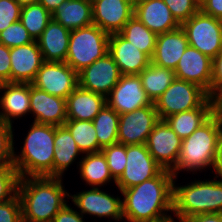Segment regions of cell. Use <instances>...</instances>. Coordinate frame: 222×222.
<instances>
[{
    "instance_id": "6da1fadb",
    "label": "cell",
    "mask_w": 222,
    "mask_h": 222,
    "mask_svg": "<svg viewBox=\"0 0 222 222\" xmlns=\"http://www.w3.org/2000/svg\"><path fill=\"white\" fill-rule=\"evenodd\" d=\"M177 178L163 169L156 177L121 191L123 217L128 222H157L173 211V182ZM167 212V213H165Z\"/></svg>"
},
{
    "instance_id": "7a4b0ae2",
    "label": "cell",
    "mask_w": 222,
    "mask_h": 222,
    "mask_svg": "<svg viewBox=\"0 0 222 222\" xmlns=\"http://www.w3.org/2000/svg\"><path fill=\"white\" fill-rule=\"evenodd\" d=\"M66 191L59 177H21L18 195L22 222H53L54 216L67 204L65 198H70Z\"/></svg>"
},
{
    "instance_id": "3957f363",
    "label": "cell",
    "mask_w": 222,
    "mask_h": 222,
    "mask_svg": "<svg viewBox=\"0 0 222 222\" xmlns=\"http://www.w3.org/2000/svg\"><path fill=\"white\" fill-rule=\"evenodd\" d=\"M24 139L20 155L14 148L13 166L20 178L53 177L55 126L33 122Z\"/></svg>"
},
{
    "instance_id": "277c9868",
    "label": "cell",
    "mask_w": 222,
    "mask_h": 222,
    "mask_svg": "<svg viewBox=\"0 0 222 222\" xmlns=\"http://www.w3.org/2000/svg\"><path fill=\"white\" fill-rule=\"evenodd\" d=\"M222 125L212 115L189 137L182 139L181 150L175 168L171 171L177 177L179 171H200L214 167Z\"/></svg>"
},
{
    "instance_id": "5b68a950",
    "label": "cell",
    "mask_w": 222,
    "mask_h": 222,
    "mask_svg": "<svg viewBox=\"0 0 222 222\" xmlns=\"http://www.w3.org/2000/svg\"><path fill=\"white\" fill-rule=\"evenodd\" d=\"M178 220L208 213H222V181L194 180L187 185L173 182V211Z\"/></svg>"
},
{
    "instance_id": "8992f818",
    "label": "cell",
    "mask_w": 222,
    "mask_h": 222,
    "mask_svg": "<svg viewBox=\"0 0 222 222\" xmlns=\"http://www.w3.org/2000/svg\"><path fill=\"white\" fill-rule=\"evenodd\" d=\"M109 36L94 24L71 30L65 62L78 74L108 53Z\"/></svg>"
},
{
    "instance_id": "52a82bcc",
    "label": "cell",
    "mask_w": 222,
    "mask_h": 222,
    "mask_svg": "<svg viewBox=\"0 0 222 222\" xmlns=\"http://www.w3.org/2000/svg\"><path fill=\"white\" fill-rule=\"evenodd\" d=\"M208 97L199 85L175 78L154 105L159 119L164 120L172 114L198 108Z\"/></svg>"
},
{
    "instance_id": "ba28073f",
    "label": "cell",
    "mask_w": 222,
    "mask_h": 222,
    "mask_svg": "<svg viewBox=\"0 0 222 222\" xmlns=\"http://www.w3.org/2000/svg\"><path fill=\"white\" fill-rule=\"evenodd\" d=\"M189 46L196 48L212 60L222 50V20L199 10L181 24Z\"/></svg>"
},
{
    "instance_id": "9c48e42d",
    "label": "cell",
    "mask_w": 222,
    "mask_h": 222,
    "mask_svg": "<svg viewBox=\"0 0 222 222\" xmlns=\"http://www.w3.org/2000/svg\"><path fill=\"white\" fill-rule=\"evenodd\" d=\"M126 159L124 172L115 183L120 192L156 177L163 170L146 144L126 145Z\"/></svg>"
},
{
    "instance_id": "30bf717a",
    "label": "cell",
    "mask_w": 222,
    "mask_h": 222,
    "mask_svg": "<svg viewBox=\"0 0 222 222\" xmlns=\"http://www.w3.org/2000/svg\"><path fill=\"white\" fill-rule=\"evenodd\" d=\"M159 120L154 103L119 115L118 143L146 144L148 136Z\"/></svg>"
},
{
    "instance_id": "8fae6325",
    "label": "cell",
    "mask_w": 222,
    "mask_h": 222,
    "mask_svg": "<svg viewBox=\"0 0 222 222\" xmlns=\"http://www.w3.org/2000/svg\"><path fill=\"white\" fill-rule=\"evenodd\" d=\"M31 84L66 99L78 86V74L66 62H44Z\"/></svg>"
},
{
    "instance_id": "7c38bea8",
    "label": "cell",
    "mask_w": 222,
    "mask_h": 222,
    "mask_svg": "<svg viewBox=\"0 0 222 222\" xmlns=\"http://www.w3.org/2000/svg\"><path fill=\"white\" fill-rule=\"evenodd\" d=\"M121 76L114 59L109 53H106L78 73V85L106 98Z\"/></svg>"
},
{
    "instance_id": "4fadbf2b",
    "label": "cell",
    "mask_w": 222,
    "mask_h": 222,
    "mask_svg": "<svg viewBox=\"0 0 222 222\" xmlns=\"http://www.w3.org/2000/svg\"><path fill=\"white\" fill-rule=\"evenodd\" d=\"M182 139L170 128L165 120H159L150 135L146 146L154 160L165 170L172 171L181 150Z\"/></svg>"
},
{
    "instance_id": "5bb4252c",
    "label": "cell",
    "mask_w": 222,
    "mask_h": 222,
    "mask_svg": "<svg viewBox=\"0 0 222 222\" xmlns=\"http://www.w3.org/2000/svg\"><path fill=\"white\" fill-rule=\"evenodd\" d=\"M106 104L119 115L152 104L142 87L139 75H122L106 97Z\"/></svg>"
},
{
    "instance_id": "9a60e30c",
    "label": "cell",
    "mask_w": 222,
    "mask_h": 222,
    "mask_svg": "<svg viewBox=\"0 0 222 222\" xmlns=\"http://www.w3.org/2000/svg\"><path fill=\"white\" fill-rule=\"evenodd\" d=\"M90 190H83L77 194L70 195L74 206L79 212L93 215L100 218H112L115 221L124 220L122 200L112 196L98 187H91Z\"/></svg>"
},
{
    "instance_id": "2e32d148",
    "label": "cell",
    "mask_w": 222,
    "mask_h": 222,
    "mask_svg": "<svg viewBox=\"0 0 222 222\" xmlns=\"http://www.w3.org/2000/svg\"><path fill=\"white\" fill-rule=\"evenodd\" d=\"M93 24L107 34L119 33L133 17L131 0H95L92 3Z\"/></svg>"
},
{
    "instance_id": "e0dca14e",
    "label": "cell",
    "mask_w": 222,
    "mask_h": 222,
    "mask_svg": "<svg viewBox=\"0 0 222 222\" xmlns=\"http://www.w3.org/2000/svg\"><path fill=\"white\" fill-rule=\"evenodd\" d=\"M212 66L210 57L188 45L174 70L175 78L199 85L211 97Z\"/></svg>"
},
{
    "instance_id": "ac0fdd59",
    "label": "cell",
    "mask_w": 222,
    "mask_h": 222,
    "mask_svg": "<svg viewBox=\"0 0 222 222\" xmlns=\"http://www.w3.org/2000/svg\"><path fill=\"white\" fill-rule=\"evenodd\" d=\"M30 113L40 124L62 126L67 120L66 99L49 93L30 84Z\"/></svg>"
},
{
    "instance_id": "d6986e66",
    "label": "cell",
    "mask_w": 222,
    "mask_h": 222,
    "mask_svg": "<svg viewBox=\"0 0 222 222\" xmlns=\"http://www.w3.org/2000/svg\"><path fill=\"white\" fill-rule=\"evenodd\" d=\"M11 83L31 84L45 62L37 41L10 48Z\"/></svg>"
},
{
    "instance_id": "ffe728a7",
    "label": "cell",
    "mask_w": 222,
    "mask_h": 222,
    "mask_svg": "<svg viewBox=\"0 0 222 222\" xmlns=\"http://www.w3.org/2000/svg\"><path fill=\"white\" fill-rule=\"evenodd\" d=\"M108 53L119 67L122 75H139L151 63V59L119 33L111 34Z\"/></svg>"
},
{
    "instance_id": "44dd1931",
    "label": "cell",
    "mask_w": 222,
    "mask_h": 222,
    "mask_svg": "<svg viewBox=\"0 0 222 222\" xmlns=\"http://www.w3.org/2000/svg\"><path fill=\"white\" fill-rule=\"evenodd\" d=\"M133 16L156 35L175 30L181 26L163 0L136 1Z\"/></svg>"
},
{
    "instance_id": "7402d4cb",
    "label": "cell",
    "mask_w": 222,
    "mask_h": 222,
    "mask_svg": "<svg viewBox=\"0 0 222 222\" xmlns=\"http://www.w3.org/2000/svg\"><path fill=\"white\" fill-rule=\"evenodd\" d=\"M188 45L187 36L181 26L175 30L159 34L156 38L151 63L175 70Z\"/></svg>"
},
{
    "instance_id": "603a6c76",
    "label": "cell",
    "mask_w": 222,
    "mask_h": 222,
    "mask_svg": "<svg viewBox=\"0 0 222 222\" xmlns=\"http://www.w3.org/2000/svg\"><path fill=\"white\" fill-rule=\"evenodd\" d=\"M4 92H3V91ZM0 120L12 125L11 118H21L30 113V84L29 83H1L0 84Z\"/></svg>"
},
{
    "instance_id": "cb8c5ba5",
    "label": "cell",
    "mask_w": 222,
    "mask_h": 222,
    "mask_svg": "<svg viewBox=\"0 0 222 222\" xmlns=\"http://www.w3.org/2000/svg\"><path fill=\"white\" fill-rule=\"evenodd\" d=\"M70 30L52 19L36 40L45 62H65Z\"/></svg>"
},
{
    "instance_id": "d4e9b609",
    "label": "cell",
    "mask_w": 222,
    "mask_h": 222,
    "mask_svg": "<svg viewBox=\"0 0 222 222\" xmlns=\"http://www.w3.org/2000/svg\"><path fill=\"white\" fill-rule=\"evenodd\" d=\"M105 104L106 98L103 95L78 85L66 98L67 120L93 121Z\"/></svg>"
},
{
    "instance_id": "484cf974",
    "label": "cell",
    "mask_w": 222,
    "mask_h": 222,
    "mask_svg": "<svg viewBox=\"0 0 222 222\" xmlns=\"http://www.w3.org/2000/svg\"><path fill=\"white\" fill-rule=\"evenodd\" d=\"M212 115L213 100L209 96L198 108L172 114L164 120L181 139H184L189 137Z\"/></svg>"
},
{
    "instance_id": "4316f807",
    "label": "cell",
    "mask_w": 222,
    "mask_h": 222,
    "mask_svg": "<svg viewBox=\"0 0 222 222\" xmlns=\"http://www.w3.org/2000/svg\"><path fill=\"white\" fill-rule=\"evenodd\" d=\"M52 19L68 30L93 24L92 3L86 0H65L52 14Z\"/></svg>"
},
{
    "instance_id": "83f0119b",
    "label": "cell",
    "mask_w": 222,
    "mask_h": 222,
    "mask_svg": "<svg viewBox=\"0 0 222 222\" xmlns=\"http://www.w3.org/2000/svg\"><path fill=\"white\" fill-rule=\"evenodd\" d=\"M53 177L63 178L64 171L82 154L69 130L55 126Z\"/></svg>"
},
{
    "instance_id": "f1b7e54d",
    "label": "cell",
    "mask_w": 222,
    "mask_h": 222,
    "mask_svg": "<svg viewBox=\"0 0 222 222\" xmlns=\"http://www.w3.org/2000/svg\"><path fill=\"white\" fill-rule=\"evenodd\" d=\"M79 163L80 178L86 182V184L92 187L100 188L102 185H106L113 179L107 160L102 151L95 153H88L82 156Z\"/></svg>"
},
{
    "instance_id": "f546056e",
    "label": "cell",
    "mask_w": 222,
    "mask_h": 222,
    "mask_svg": "<svg viewBox=\"0 0 222 222\" xmlns=\"http://www.w3.org/2000/svg\"><path fill=\"white\" fill-rule=\"evenodd\" d=\"M139 76L142 87L152 103H155L175 79L174 70L153 63H150Z\"/></svg>"
},
{
    "instance_id": "4dcf8cb0",
    "label": "cell",
    "mask_w": 222,
    "mask_h": 222,
    "mask_svg": "<svg viewBox=\"0 0 222 222\" xmlns=\"http://www.w3.org/2000/svg\"><path fill=\"white\" fill-rule=\"evenodd\" d=\"M98 140V152L106 146L118 143L119 114L107 104L93 119Z\"/></svg>"
},
{
    "instance_id": "1f68e13d",
    "label": "cell",
    "mask_w": 222,
    "mask_h": 222,
    "mask_svg": "<svg viewBox=\"0 0 222 222\" xmlns=\"http://www.w3.org/2000/svg\"><path fill=\"white\" fill-rule=\"evenodd\" d=\"M119 34L141 52L145 53L150 59L153 57L157 35L135 16L124 25Z\"/></svg>"
},
{
    "instance_id": "d6a6232c",
    "label": "cell",
    "mask_w": 222,
    "mask_h": 222,
    "mask_svg": "<svg viewBox=\"0 0 222 222\" xmlns=\"http://www.w3.org/2000/svg\"><path fill=\"white\" fill-rule=\"evenodd\" d=\"M64 126L71 133L82 154L98 152V140L92 121L66 120Z\"/></svg>"
},
{
    "instance_id": "836d02e7",
    "label": "cell",
    "mask_w": 222,
    "mask_h": 222,
    "mask_svg": "<svg viewBox=\"0 0 222 222\" xmlns=\"http://www.w3.org/2000/svg\"><path fill=\"white\" fill-rule=\"evenodd\" d=\"M51 20L52 14L39 3L26 5L21 8L19 21L35 41L40 37Z\"/></svg>"
},
{
    "instance_id": "e575fe53",
    "label": "cell",
    "mask_w": 222,
    "mask_h": 222,
    "mask_svg": "<svg viewBox=\"0 0 222 222\" xmlns=\"http://www.w3.org/2000/svg\"><path fill=\"white\" fill-rule=\"evenodd\" d=\"M101 151L107 160L113 179L117 181L124 172L126 166V145L115 143L102 148Z\"/></svg>"
},
{
    "instance_id": "d590c367",
    "label": "cell",
    "mask_w": 222,
    "mask_h": 222,
    "mask_svg": "<svg viewBox=\"0 0 222 222\" xmlns=\"http://www.w3.org/2000/svg\"><path fill=\"white\" fill-rule=\"evenodd\" d=\"M19 179L20 176L13 165L0 167V204L18 194Z\"/></svg>"
},
{
    "instance_id": "8d00e7d4",
    "label": "cell",
    "mask_w": 222,
    "mask_h": 222,
    "mask_svg": "<svg viewBox=\"0 0 222 222\" xmlns=\"http://www.w3.org/2000/svg\"><path fill=\"white\" fill-rule=\"evenodd\" d=\"M33 41L27 29L20 21L12 23L0 33V42L9 48L26 45Z\"/></svg>"
},
{
    "instance_id": "74e56055",
    "label": "cell",
    "mask_w": 222,
    "mask_h": 222,
    "mask_svg": "<svg viewBox=\"0 0 222 222\" xmlns=\"http://www.w3.org/2000/svg\"><path fill=\"white\" fill-rule=\"evenodd\" d=\"M13 125L0 122V167L13 165L14 134Z\"/></svg>"
},
{
    "instance_id": "f35d334b",
    "label": "cell",
    "mask_w": 222,
    "mask_h": 222,
    "mask_svg": "<svg viewBox=\"0 0 222 222\" xmlns=\"http://www.w3.org/2000/svg\"><path fill=\"white\" fill-rule=\"evenodd\" d=\"M169 7L172 15L181 25L193 15H195L200 9L196 6L193 0H163Z\"/></svg>"
},
{
    "instance_id": "ab89813d",
    "label": "cell",
    "mask_w": 222,
    "mask_h": 222,
    "mask_svg": "<svg viewBox=\"0 0 222 222\" xmlns=\"http://www.w3.org/2000/svg\"><path fill=\"white\" fill-rule=\"evenodd\" d=\"M21 8L16 0H0V33L20 20Z\"/></svg>"
},
{
    "instance_id": "60d3db41",
    "label": "cell",
    "mask_w": 222,
    "mask_h": 222,
    "mask_svg": "<svg viewBox=\"0 0 222 222\" xmlns=\"http://www.w3.org/2000/svg\"><path fill=\"white\" fill-rule=\"evenodd\" d=\"M0 222H22V206L18 194L0 204Z\"/></svg>"
},
{
    "instance_id": "b9f144b4",
    "label": "cell",
    "mask_w": 222,
    "mask_h": 222,
    "mask_svg": "<svg viewBox=\"0 0 222 222\" xmlns=\"http://www.w3.org/2000/svg\"><path fill=\"white\" fill-rule=\"evenodd\" d=\"M11 82L10 48L0 42V84Z\"/></svg>"
},
{
    "instance_id": "7bdbcfd3",
    "label": "cell",
    "mask_w": 222,
    "mask_h": 222,
    "mask_svg": "<svg viewBox=\"0 0 222 222\" xmlns=\"http://www.w3.org/2000/svg\"><path fill=\"white\" fill-rule=\"evenodd\" d=\"M222 88V50L213 59L211 96Z\"/></svg>"
},
{
    "instance_id": "ee69618b",
    "label": "cell",
    "mask_w": 222,
    "mask_h": 222,
    "mask_svg": "<svg viewBox=\"0 0 222 222\" xmlns=\"http://www.w3.org/2000/svg\"><path fill=\"white\" fill-rule=\"evenodd\" d=\"M67 204L54 216L53 222H85L83 215Z\"/></svg>"
},
{
    "instance_id": "f6af8a7d",
    "label": "cell",
    "mask_w": 222,
    "mask_h": 222,
    "mask_svg": "<svg viewBox=\"0 0 222 222\" xmlns=\"http://www.w3.org/2000/svg\"><path fill=\"white\" fill-rule=\"evenodd\" d=\"M200 10L204 14L222 20V0H207Z\"/></svg>"
},
{
    "instance_id": "bcb514c9",
    "label": "cell",
    "mask_w": 222,
    "mask_h": 222,
    "mask_svg": "<svg viewBox=\"0 0 222 222\" xmlns=\"http://www.w3.org/2000/svg\"><path fill=\"white\" fill-rule=\"evenodd\" d=\"M179 221L180 222H222V213L199 214Z\"/></svg>"
},
{
    "instance_id": "7dc6e473",
    "label": "cell",
    "mask_w": 222,
    "mask_h": 222,
    "mask_svg": "<svg viewBox=\"0 0 222 222\" xmlns=\"http://www.w3.org/2000/svg\"><path fill=\"white\" fill-rule=\"evenodd\" d=\"M211 98L213 100V115L222 125V88L216 91Z\"/></svg>"
},
{
    "instance_id": "c3c4849f",
    "label": "cell",
    "mask_w": 222,
    "mask_h": 222,
    "mask_svg": "<svg viewBox=\"0 0 222 222\" xmlns=\"http://www.w3.org/2000/svg\"><path fill=\"white\" fill-rule=\"evenodd\" d=\"M213 170L216 173V176H214V178L220 177V179H222V135H221L219 143H218V148H217V153H216V158H215Z\"/></svg>"
},
{
    "instance_id": "681fc988",
    "label": "cell",
    "mask_w": 222,
    "mask_h": 222,
    "mask_svg": "<svg viewBox=\"0 0 222 222\" xmlns=\"http://www.w3.org/2000/svg\"><path fill=\"white\" fill-rule=\"evenodd\" d=\"M63 1L65 0H38V3L43 5L51 14H53Z\"/></svg>"
},
{
    "instance_id": "f907efd6",
    "label": "cell",
    "mask_w": 222,
    "mask_h": 222,
    "mask_svg": "<svg viewBox=\"0 0 222 222\" xmlns=\"http://www.w3.org/2000/svg\"><path fill=\"white\" fill-rule=\"evenodd\" d=\"M16 1L21 7L38 3V0H16Z\"/></svg>"
},
{
    "instance_id": "816d5d0a",
    "label": "cell",
    "mask_w": 222,
    "mask_h": 222,
    "mask_svg": "<svg viewBox=\"0 0 222 222\" xmlns=\"http://www.w3.org/2000/svg\"><path fill=\"white\" fill-rule=\"evenodd\" d=\"M207 0H193V2L196 4V6L201 9L202 6L206 3Z\"/></svg>"
},
{
    "instance_id": "f5cc1de1",
    "label": "cell",
    "mask_w": 222,
    "mask_h": 222,
    "mask_svg": "<svg viewBox=\"0 0 222 222\" xmlns=\"http://www.w3.org/2000/svg\"><path fill=\"white\" fill-rule=\"evenodd\" d=\"M157 222H175L174 219L170 216L166 219H163V220H160V221H157Z\"/></svg>"
},
{
    "instance_id": "db71d44e",
    "label": "cell",
    "mask_w": 222,
    "mask_h": 222,
    "mask_svg": "<svg viewBox=\"0 0 222 222\" xmlns=\"http://www.w3.org/2000/svg\"><path fill=\"white\" fill-rule=\"evenodd\" d=\"M86 1H89V2L93 3L95 0H86Z\"/></svg>"
}]
</instances>
